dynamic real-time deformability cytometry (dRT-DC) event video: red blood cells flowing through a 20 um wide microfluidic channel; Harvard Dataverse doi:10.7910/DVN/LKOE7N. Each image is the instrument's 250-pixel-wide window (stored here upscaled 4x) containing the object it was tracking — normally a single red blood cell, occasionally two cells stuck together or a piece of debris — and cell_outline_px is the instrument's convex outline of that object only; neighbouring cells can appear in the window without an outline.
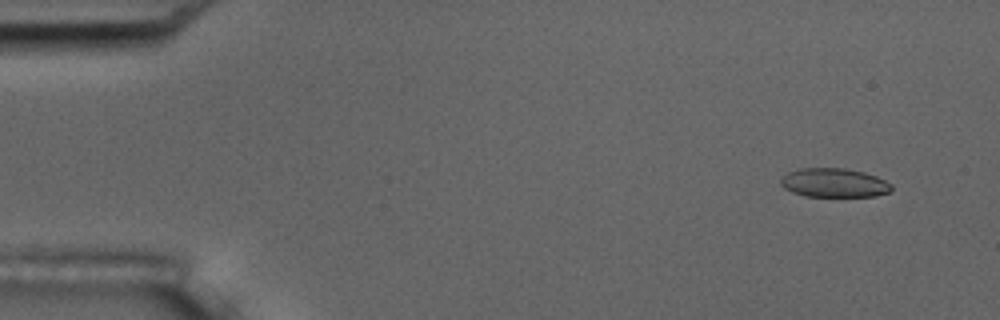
{"species": "common noctule bat (a hibernating species)", "species_latin": "Nyctalus noctula", "temperature_condition": "room temperature", "stored_images_in_passage": 4, "camera_frame_rate_fps": 3000, "um_per_image_px": 0.085, "animal": {"sex": "male", "body_mass_g": 17.5, "forearm_length_mm": 52.3}, "frame": {"image": 1, "passage_image": 1, "time_ms": 0.0, "image_size_px": [1000, 320], "cell_outline_px": [[892, 192], [876, 196], [804, 196], [792, 192], [784, 188], [780, 184], [780, 180], [788, 172], [800, 168], [844, 168], [864, 172], [876, 176], [892, 184]], "centroid_in_image_um": [70.91, 15.54], "position_along_channel_um": 14.1, "area_um2": 18.79}}
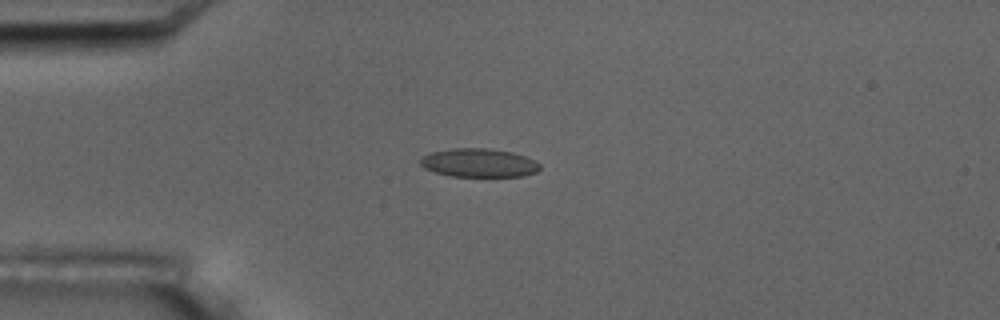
{"frame": {"image": 2, "passage_image": 4, "time_ms": 3.333, "image_size_px": [1000, 320], "cell_outline_px": [[540, 168], [536, 172], [524, 176], [452, 176], [436, 172], [424, 168], [420, 164], [420, 160], [424, 156], [432, 152], [452, 148], [488, 148], [512, 152], [536, 160], [540, 164]], "centroid_in_image_um": [40.73, 13.84], "position_along_channel_um": 44.3, "area_um2": 19.83}}